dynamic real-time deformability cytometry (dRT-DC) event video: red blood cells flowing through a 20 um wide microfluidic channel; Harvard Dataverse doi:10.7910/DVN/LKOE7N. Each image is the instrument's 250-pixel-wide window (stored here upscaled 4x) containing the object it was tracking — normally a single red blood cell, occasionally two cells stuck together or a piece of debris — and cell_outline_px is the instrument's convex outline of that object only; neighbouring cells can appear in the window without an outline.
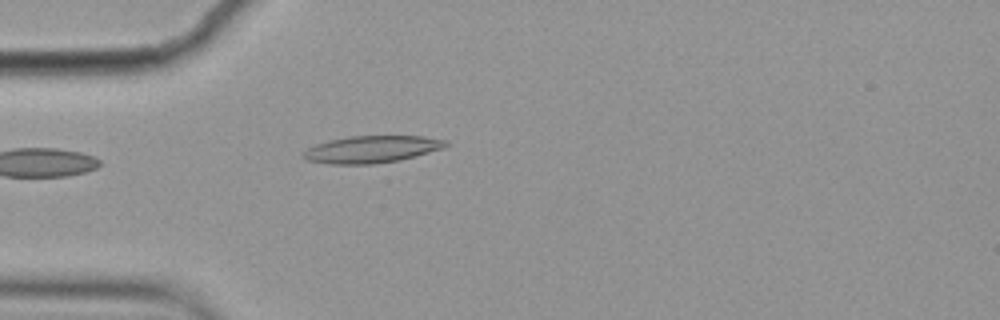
{"species": "common noctule bat (a hibernating species)", "species_latin": "Nyctalus noctula", "temperature_condition": "cold", "stored_images_in_passage": 4, "camera_frame_rate_fps": 3000, "um_per_image_px": 0.085, "animal": {"sex": "female", "body_mass_g": 19.9}, "frame": {"image": 1, "passage_image": 4, "time_ms": 1.0, "image_size_px": [1000, 320], "cell_outline_px": [[448, 144], [444, 148], [400, 160], [376, 164], [332, 164], [304, 160], [300, 156], [308, 148], [316, 144], [328, 140], [352, 136], [424, 136], [448, 140]], "centroid_in_image_um": [31.58, 12.69], "position_along_channel_um": 53.4, "area_um2": 22.6}}